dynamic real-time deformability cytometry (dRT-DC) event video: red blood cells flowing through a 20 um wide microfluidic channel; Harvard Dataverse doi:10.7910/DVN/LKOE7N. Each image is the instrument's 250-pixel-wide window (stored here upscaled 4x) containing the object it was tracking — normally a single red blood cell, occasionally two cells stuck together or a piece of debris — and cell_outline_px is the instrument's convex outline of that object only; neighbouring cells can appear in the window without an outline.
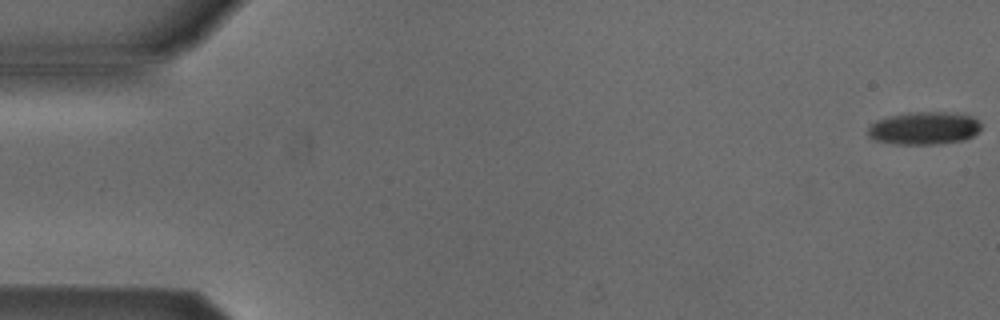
{"species": "Egyptian fruit bat (a non-hibernating species)", "species_latin": "Rousettus aegyptiacus", "temperature_condition": "cold", "stored_images_in_passage": 5, "camera_frame_rate_fps": 3000, "um_per_image_px": 0.085, "animal": {"sex": "male"}, "frame": {"image": 1, "passage_image": 1, "time_ms": 0.0, "image_size_px": [1000, 320], "cell_outline_px": [[980, 128], [972, 136], [964, 140], [936, 144], [896, 144], [876, 140], [868, 136], [868, 128], [876, 120], [908, 112], [944, 112], [972, 116], [980, 124]], "centroid_in_image_um": [78.53, 10.9], "position_along_channel_um": 6.5, "area_um2": 21.33}}